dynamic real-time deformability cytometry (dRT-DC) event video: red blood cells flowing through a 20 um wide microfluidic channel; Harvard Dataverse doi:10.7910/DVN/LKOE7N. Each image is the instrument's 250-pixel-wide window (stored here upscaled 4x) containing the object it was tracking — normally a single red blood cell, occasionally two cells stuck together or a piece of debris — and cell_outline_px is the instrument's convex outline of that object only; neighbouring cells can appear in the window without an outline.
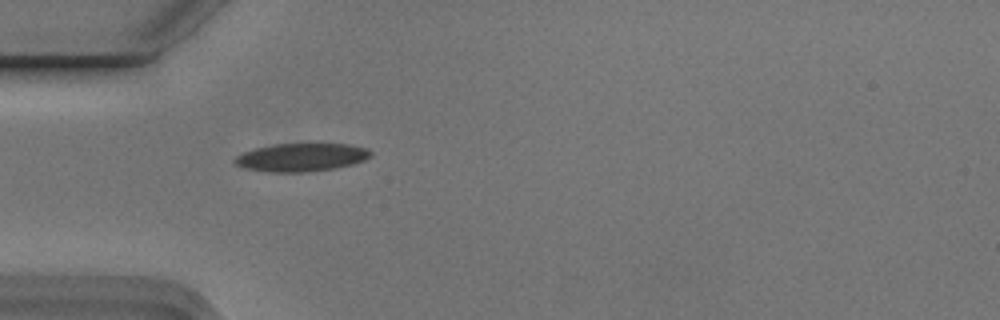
{"species": "Egyptian fruit bat (a non-hibernating species)", "species_latin": "Rousettus aegyptiacus", "temperature_condition": "cold", "stored_images_in_passage": 1, "camera_frame_rate_fps": 3000, "um_per_image_px": 0.085, "animal": {"sex": "male"}, "frame": {"image": 1, "passage_image": 1, "time_ms": 0.0, "image_size_px": [1000, 320], "cell_outline_px": [[372, 156], [364, 160], [352, 164], [336, 168], [304, 172], [268, 172], [244, 168], [236, 164], [232, 160], [236, 156], [244, 152], [256, 148], [276, 144], [348, 144], [368, 148], [372, 152]], "centroid_in_image_um": [25.63, 13.37], "position_along_channel_um": 59.4, "area_um2": 22.25}}